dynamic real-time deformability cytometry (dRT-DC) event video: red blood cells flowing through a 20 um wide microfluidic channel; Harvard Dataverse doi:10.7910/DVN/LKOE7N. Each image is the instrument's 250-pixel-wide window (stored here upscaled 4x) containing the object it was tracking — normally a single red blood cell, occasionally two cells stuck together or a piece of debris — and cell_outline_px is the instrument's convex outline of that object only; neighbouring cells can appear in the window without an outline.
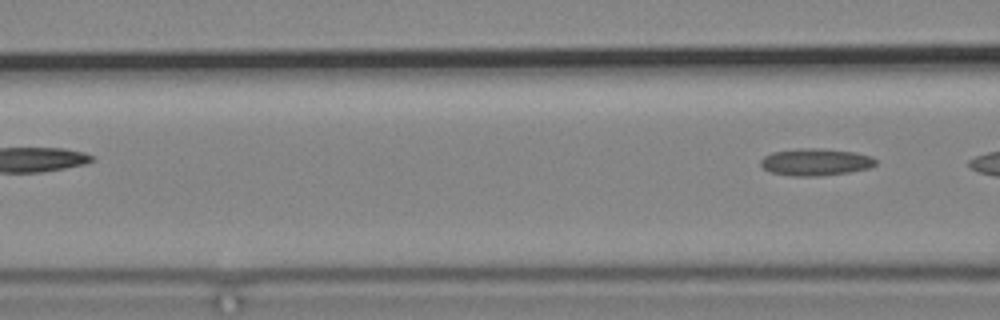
{"species": "common noctule bat (a hibernating species)", "species_latin": "Nyctalus noctula", "temperature_condition": "cold", "stored_images_in_passage": 4, "segment_of_instrument_passage": [2, 2], "camera_frame_rate_fps": 3000, "um_per_image_px": 0.085, "animal": {"sex": "male", "body_mass_g": 19.2, "forearm_length_mm": 51.8}, "frame": {"image": 1, "passage_image": 4, "time_ms": 4.333, "image_size_px": [1000, 320], "cell_outline_px": [[876, 164], [872, 168], [848, 172], [820, 176], [792, 176], [772, 172], [764, 168], [760, 164], [760, 160], [764, 156], [772, 152], [800, 148], [820, 148], [856, 152], [872, 156], [876, 160]], "centroid_in_image_um": [69.35, 13.77], "position_along_channel_um": 97.2, "area_um2": 18.26}}